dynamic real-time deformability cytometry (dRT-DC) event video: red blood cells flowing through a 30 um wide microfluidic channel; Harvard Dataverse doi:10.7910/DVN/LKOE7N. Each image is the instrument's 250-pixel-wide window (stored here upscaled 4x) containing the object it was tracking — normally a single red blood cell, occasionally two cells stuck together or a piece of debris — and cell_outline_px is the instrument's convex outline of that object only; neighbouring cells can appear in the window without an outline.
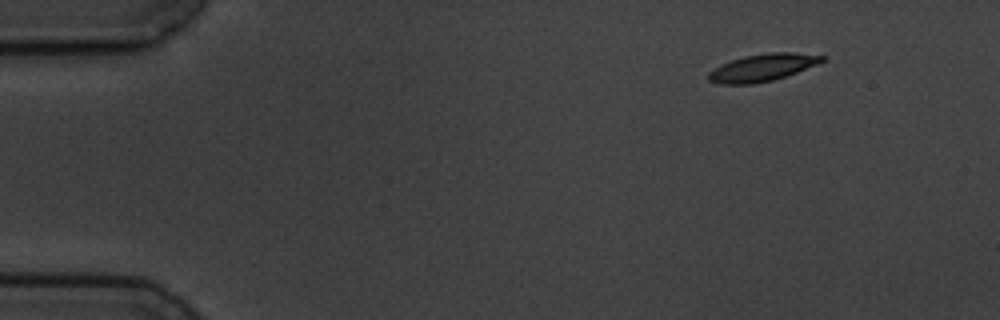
{"species": "common noctule bat (a hibernating species)", "species_latin": "Nyctalus noctula", "temperature_condition": "cold", "stored_images_in_passage": 5, "camera_frame_rate_fps": 3000, "um_per_image_px": 0.085, "animal": {"sex": "male", "body_mass_g": 19.5, "forearm_length_mm": 54.6}, "frame": {"image": 1, "passage_image": 1, "time_ms": 0.0, "image_size_px": [1000, 320], "cell_outline_px": [[824, 60], [816, 64], [796, 72], [772, 80], [752, 84], [720, 84], [708, 80], [708, 72], [732, 60], [744, 56], [772, 52], [792, 52], [824, 56]], "centroid_in_image_um": [64.78, 5.75], "position_along_channel_um": 20.2, "area_um2": 17.57}}
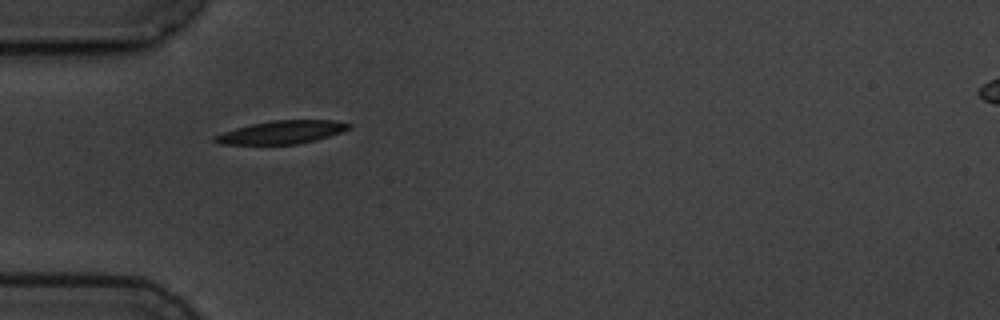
{"frame": {"image": 2, "passage_image": 4, "time_ms": 3.667, "image_size_px": [1000, 320], "cell_outline_px": [[352, 128], [316, 140], [296, 144], [220, 144], [212, 140], [212, 136], [236, 128], [252, 124], [272, 120], [332, 120], [352, 124]], "centroid_in_image_um": [23.94, 11.24], "position_along_channel_um": 61.1, "area_um2": 17.92}}
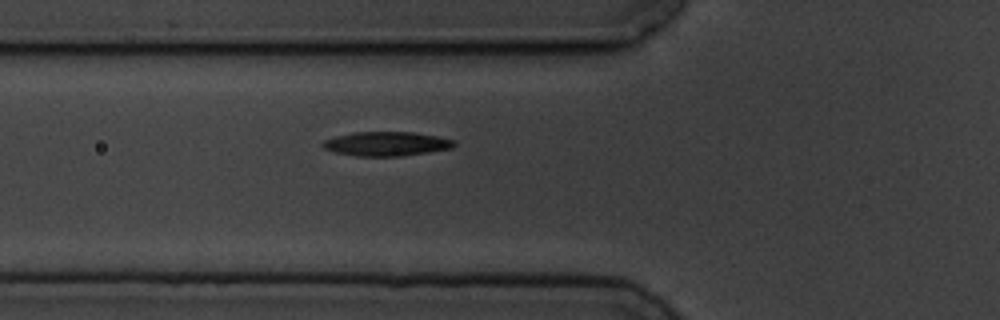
{"frame": {"image": 3, "passage_image": 5, "time_ms": 4.667, "image_size_px": [1000, 320], "cell_outline_px": [[456, 144], [452, 148], [428, 152], [400, 156], [356, 156], [336, 152], [324, 148], [320, 144], [324, 140], [336, 136], [352, 132], [412, 132], [436, 136], [456, 140]], "centroid_in_image_um": [32.85, 12.22], "position_along_channel_um": 93.0, "area_um2": 18.5}}